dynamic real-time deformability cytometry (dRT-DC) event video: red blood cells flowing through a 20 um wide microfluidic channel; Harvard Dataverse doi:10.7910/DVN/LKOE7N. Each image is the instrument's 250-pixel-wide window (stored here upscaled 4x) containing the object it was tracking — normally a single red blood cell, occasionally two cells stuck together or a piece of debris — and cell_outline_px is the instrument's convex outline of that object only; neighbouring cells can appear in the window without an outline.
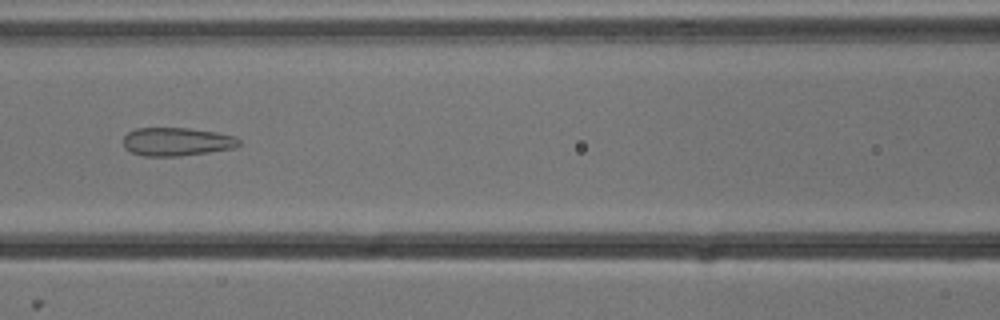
{"species": "common noctule bat (a hibernating species)", "species_latin": "Nyctalus noctula", "temperature_condition": "cold", "stored_images_in_passage": 6, "camera_frame_rate_fps": 3000, "um_per_image_px": 0.085, "animal": {"sex": "male", "body_mass_g": 13.3}, "frame": {"image": 1, "passage_image": 6, "time_ms": 1.667, "image_size_px": [1000, 320], "cell_outline_px": [[240, 144], [236, 148], [180, 156], [144, 156], [132, 152], [124, 148], [124, 136], [128, 132], [136, 128], [188, 128], [216, 132], [236, 136], [240, 140]], "centroid_in_image_um": [15.04, 12.04], "position_along_channel_um": 151.6, "area_um2": 19.19}}